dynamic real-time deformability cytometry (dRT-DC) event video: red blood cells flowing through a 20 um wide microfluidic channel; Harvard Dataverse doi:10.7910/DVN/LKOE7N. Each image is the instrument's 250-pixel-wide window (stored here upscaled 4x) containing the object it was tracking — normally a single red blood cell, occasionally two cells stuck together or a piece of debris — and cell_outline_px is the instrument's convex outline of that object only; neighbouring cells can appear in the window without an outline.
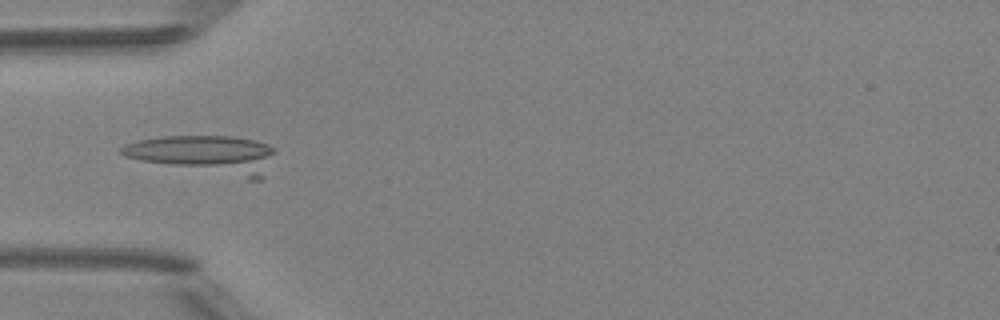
{"species": "Egyptian fruit bat (a non-hibernating species)", "species_latin": "Rousettus aegyptiacus", "temperature_condition": "room temperature", "stored_images_in_passage": 8, "camera_frame_rate_fps": 3000, "um_per_image_px": 0.085, "animal": {"sex": "female"}, "frame": {"image": 1, "passage_image": 5, "time_ms": 4.667, "image_size_px": [1000, 320], "cell_outline_px": [[276, 152], [264, 176], [260, 180], [248, 180], [140, 160], [124, 156], [120, 152], [120, 148], [124, 144], [136, 140], [164, 136], [232, 136], [256, 140], [268, 144], [276, 148]], "centroid_in_image_um": [17.51, 13.13], "position_along_channel_um": 67.5, "area_um2": 34.39}}
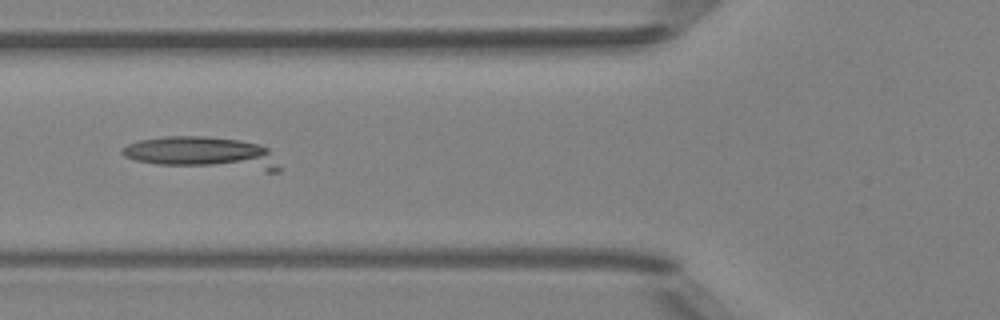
{"frame": {"image": 2, "passage_image": 6, "time_ms": 5.667, "image_size_px": [1000, 320], "cell_outline_px": [[280, 172], [264, 172], [156, 164], [136, 160], [124, 156], [120, 152], [120, 148], [128, 144], [140, 140], [164, 136], [204, 136], [236, 140], [260, 144], [268, 148], [280, 168]], "centroid_in_image_um": [17.24, 13.03], "position_along_channel_um": 108.6, "area_um2": 29.88}}